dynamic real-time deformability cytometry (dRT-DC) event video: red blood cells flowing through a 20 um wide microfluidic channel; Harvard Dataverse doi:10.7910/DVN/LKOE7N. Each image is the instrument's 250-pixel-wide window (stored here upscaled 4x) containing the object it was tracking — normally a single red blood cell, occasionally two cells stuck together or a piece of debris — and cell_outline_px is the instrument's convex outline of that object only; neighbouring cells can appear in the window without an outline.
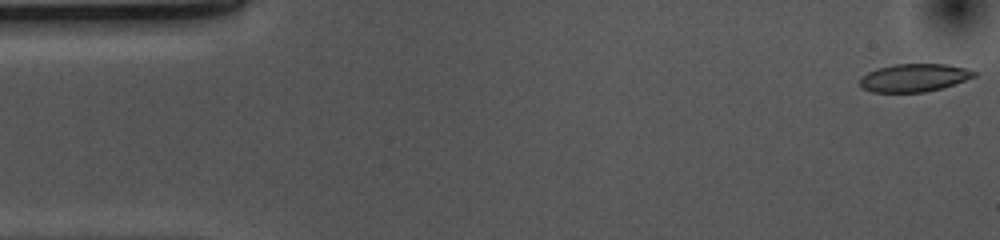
{"species": "common noctule bat (a hibernating species)", "species_latin": "Nyctalus noctula", "temperature_condition": "cold", "stored_images_in_passage": 53, "camera_frame_rate_fps": 3000, "um_per_image_px": 0.085, "animal": {"sex": "female", "body_mass_g": 10.0, "forearm_length_mm": 53.1}, "frame": {"image": 1, "passage_image": 1, "time_ms": 0.0, "image_size_px": [1000, 240], "cell_outline_px": [[976, 76], [940, 88], [924, 92], [872, 92], [864, 88], [860, 84], [860, 80], [868, 72], [876, 68], [896, 64], [948, 64], [964, 68], [976, 72]], "centroid_in_image_um": [77.68, 6.6], "position_along_channel_um": 7.3, "area_um2": 18.26}}
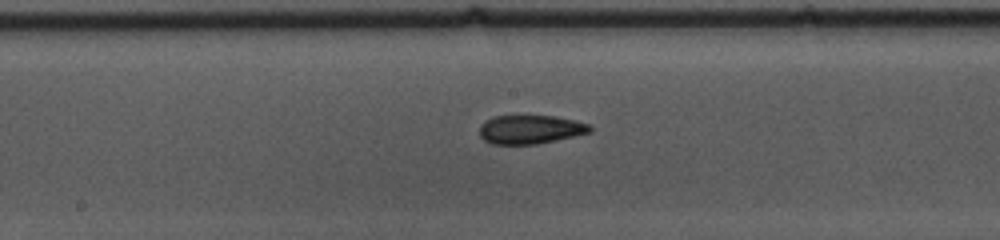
{"frame": {"image": 2, "passage_image": 26, "time_ms": 8.333, "image_size_px": [1000, 240], "cell_outline_px": [[592, 132], [556, 140], [536, 144], [492, 144], [484, 140], [480, 136], [480, 124], [484, 120], [496, 116], [552, 116], [572, 120], [588, 124], [592, 128]], "centroid_in_image_um": [45.04, 11.01], "position_along_channel_um": 203.2, "area_um2": 18.38}}
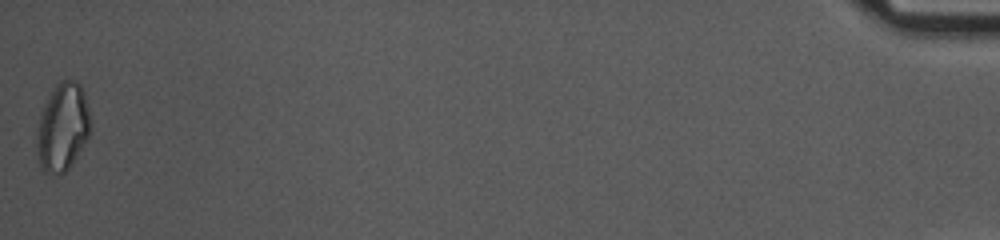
{"frame": {"image": 3, "passage_image": 53, "time_ms": 17.333, "image_size_px": [1000, 240], "cell_outline_px": [[92, 124], [88, 136], [76, 156], [68, 168], [64, 172], [44, 172], [40, 168], [36, 152], [36, 136], [40, 112], [48, 96], [56, 84], [60, 80], [76, 80], [80, 84], [84, 92]], "centroid_in_image_um": [5.3, 10.77], "position_along_channel_um": 429.9, "area_um2": 27.51}, "authors_computed_cell_mechanics": {"area_um2": 19.2474, "velocity_mm_per_s": 3.6735, "shape_relaxation_time_tau1_ms": 4.9117, "shape_relaxation_time_tau2_ms": 3.7011, "deformation_change_tau1": 0.1332, "deformation_change_tau2": 0.1088}}